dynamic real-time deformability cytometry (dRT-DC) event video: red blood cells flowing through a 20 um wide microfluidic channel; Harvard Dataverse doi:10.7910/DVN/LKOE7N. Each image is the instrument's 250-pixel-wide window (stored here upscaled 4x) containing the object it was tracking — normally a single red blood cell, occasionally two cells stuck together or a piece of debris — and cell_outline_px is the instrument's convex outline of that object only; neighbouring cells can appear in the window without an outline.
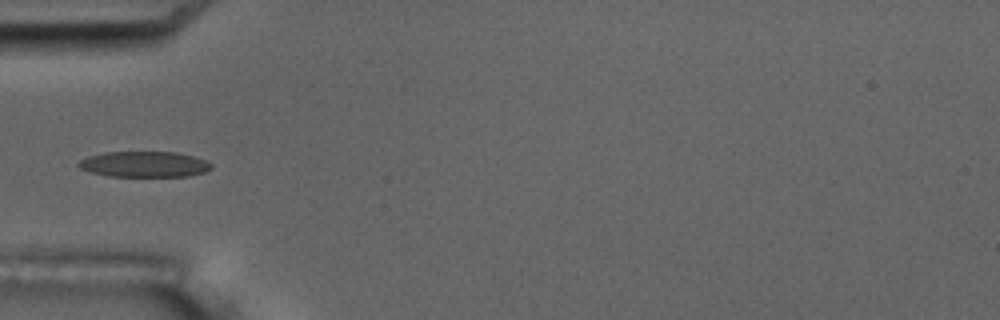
{"species": "common noctule bat (a hibernating species)", "species_latin": "Nyctalus noctula", "temperature_condition": "room temperature", "stored_images_in_passage": 10, "camera_frame_rate_fps": 3000, "um_per_image_px": 0.085, "animal": {"sex": "male", "body_mass_g": 17.5, "forearm_length_mm": 52.3}, "frame": {"image": 1, "passage_image": 4, "time_ms": 4.333, "image_size_px": [1000, 320], "cell_outline_px": [[212, 168], [204, 172], [188, 176], [108, 176], [92, 172], [80, 168], [76, 164], [80, 160], [88, 156], [104, 152], [176, 152], [192, 156], [204, 160], [212, 164]], "centroid_in_image_um": [12.25, 13.96], "position_along_channel_um": 72.8, "area_um2": 19.77}}
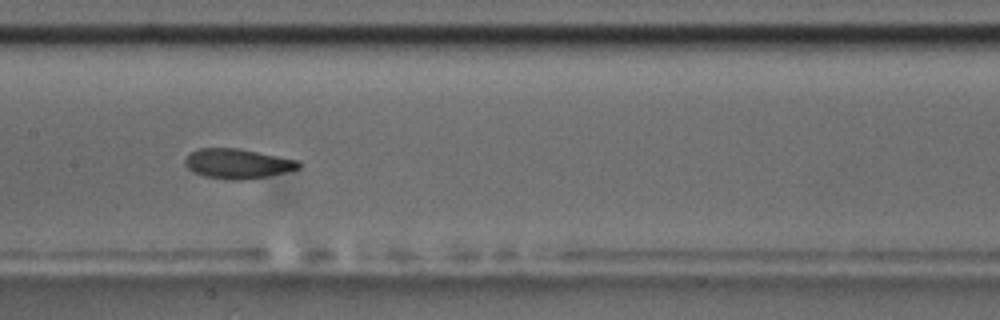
{"frame": {"image": 2, "passage_image": 7, "time_ms": 7.667, "image_size_px": [1000, 320], "cell_outline_px": [[300, 168], [268, 176], [244, 180], [232, 180], [204, 176], [192, 172], [184, 164], [184, 160], [188, 152], [196, 148], [236, 148], [300, 160]], "centroid_in_image_um": [20.15, 13.9], "position_along_channel_um": 187.3, "area_um2": 19.88}}